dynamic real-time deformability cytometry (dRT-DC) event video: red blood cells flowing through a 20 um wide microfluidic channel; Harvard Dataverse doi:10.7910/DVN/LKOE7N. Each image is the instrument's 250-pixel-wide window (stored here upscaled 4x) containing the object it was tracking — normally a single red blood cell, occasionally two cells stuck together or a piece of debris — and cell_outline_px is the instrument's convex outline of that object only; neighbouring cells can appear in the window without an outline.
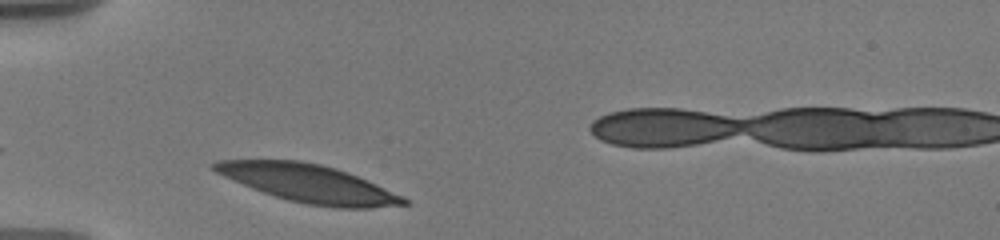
{"species": "human", "species_latin": "Homo sapiens", "temperature_condition": "warm", "stored_images_in_passage": 8, "camera_frame_rate_fps": 3000, "um_per_image_px": 0.085, "donor": {"sex": "male"}, "frame": {"image": 1, "passage_image": 1, "time_ms": 0.0, "image_size_px": [1000, 240], "cell_outline_px": [[412, 204], [372, 208], [336, 208], [308, 204], [288, 200], [252, 188], [224, 176], [216, 172], [208, 164], [220, 160], [300, 160], [320, 164], [336, 168], [348, 172], [368, 180], [404, 196]], "centroid_in_image_um": [26.29, 15.59], "position_along_channel_um": 58.7, "area_um2": 41.79}}
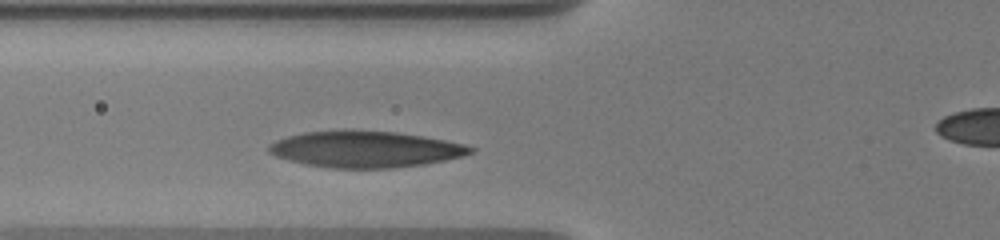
{"frame": {"image": 2, "passage_image": 5, "time_ms": 1.333, "image_size_px": [1000, 240], "cell_outline_px": [[476, 148], [472, 152], [464, 156], [424, 164], [392, 168], [332, 168], [304, 164], [288, 160], [276, 156], [268, 152], [268, 144], [276, 140], [288, 136], [304, 132], [352, 128], [396, 132], [424, 136], [464, 144]], "centroid_in_image_um": [31.02, 12.66], "position_along_channel_um": 94.8, "area_um2": 43.29}}